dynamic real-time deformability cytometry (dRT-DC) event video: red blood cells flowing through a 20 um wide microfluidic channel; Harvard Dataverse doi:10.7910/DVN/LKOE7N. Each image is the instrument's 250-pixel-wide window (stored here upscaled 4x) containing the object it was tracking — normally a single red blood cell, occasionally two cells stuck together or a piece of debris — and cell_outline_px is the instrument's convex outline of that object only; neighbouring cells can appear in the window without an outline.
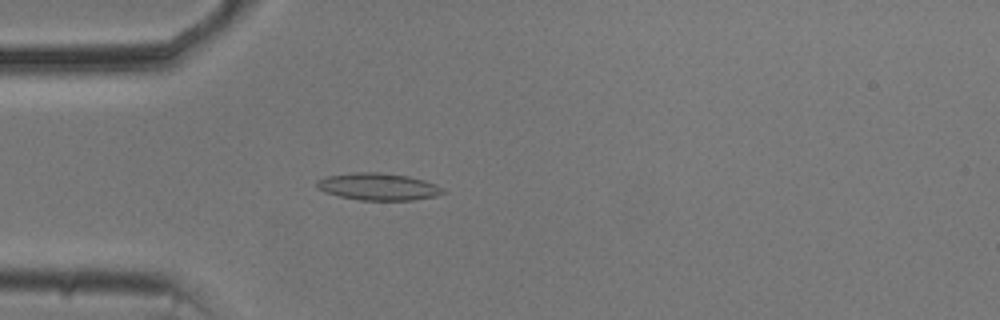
{"species": "common noctule bat (a hibernating species)", "species_latin": "Nyctalus noctula", "temperature_condition": "cold", "stored_images_in_passage": 53, "camera_frame_rate_fps": 3000, "um_per_image_px": 0.085, "animal": {"sex": "male", "body_mass_g": 20.5, "forearm_length_mm": 52.5}, "frame": {"image": 1, "passage_image": 14, "time_ms": 4.333, "image_size_px": [1000, 320], "cell_outline_px": [[448, 192], [436, 196], [412, 200], [360, 200], [340, 196], [324, 192], [316, 188], [316, 180], [324, 176], [352, 172], [380, 172], [408, 176], [424, 180], [436, 184]], "centroid_in_image_um": [32.13, 15.86], "position_along_channel_um": 52.9, "area_um2": 20.17}}
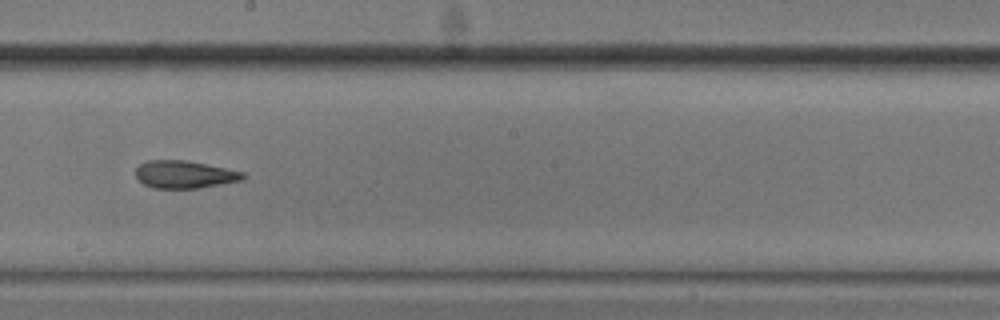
{"frame": {"image": 2, "passage_image": 29, "time_ms": 9.333, "image_size_px": [1000, 320], "cell_outline_px": [[248, 176], [244, 180], [200, 188], [152, 188], [144, 184], [136, 176], [136, 168], [140, 164], [148, 160], [188, 160], [244, 172]], "centroid_in_image_um": [15.73, 14.83], "position_along_channel_um": 232.5, "area_um2": 17.4}}
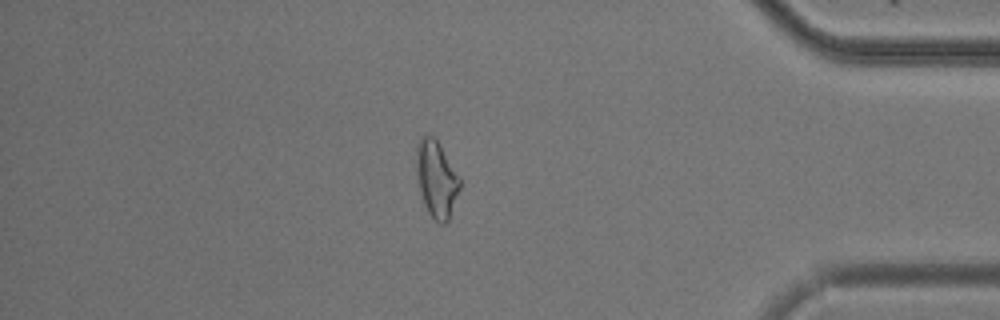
{"frame": {"image": 3, "passage_image": 45, "time_ms": 14.667, "image_size_px": [1000, 320], "cell_outline_px": [[460, 188], [448, 220], [444, 224], [440, 224], [428, 212], [424, 204], [420, 188], [416, 168], [416, 144], [420, 136], [432, 136], [440, 144], [460, 176]], "centroid_in_image_um": [37.1, 15.18], "position_along_channel_um": 398.1, "area_um2": 19.25}, "authors_computed_cell_mechanics": {"area_um2": 18.9006, "velocity_mm_per_s": 3.7296, "shape_relaxation_time_tau1_ms": null, "shape_relaxation_time_tau2_ms": 4.4081, "deformation_change_tau1": null, "deformation_change_tau2": 0.1232}}